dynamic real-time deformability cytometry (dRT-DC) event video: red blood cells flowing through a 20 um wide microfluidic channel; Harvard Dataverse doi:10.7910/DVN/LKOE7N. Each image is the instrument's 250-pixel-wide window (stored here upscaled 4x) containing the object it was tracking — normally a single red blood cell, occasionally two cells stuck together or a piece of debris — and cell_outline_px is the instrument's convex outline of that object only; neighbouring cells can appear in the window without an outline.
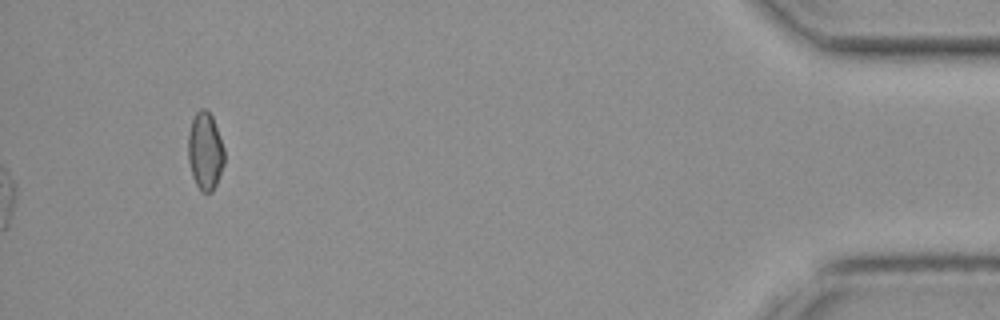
{"species": "common noctule bat (a hibernating species)", "species_latin": "Nyctalus noctula", "temperature_condition": "cold", "stored_images_in_passage": 52, "camera_frame_rate_fps": 3000, "um_per_image_px": 0.085, "animal": {"sex": "female", "body_mass_g": 19.3, "forearm_length_mm": 54.1}, "frame": {"image": 1, "passage_image": 52, "time_ms": 17.0, "image_size_px": [1000, 320], "cell_outline_px": [[224, 164], [216, 184], [212, 192], [200, 192], [192, 176], [188, 160], [188, 132], [192, 120], [196, 112], [200, 108], [204, 108], [212, 116], [224, 148]], "centroid_in_image_um": [17.42, 12.86], "position_along_channel_um": 417.8, "area_um2": 16.42}}